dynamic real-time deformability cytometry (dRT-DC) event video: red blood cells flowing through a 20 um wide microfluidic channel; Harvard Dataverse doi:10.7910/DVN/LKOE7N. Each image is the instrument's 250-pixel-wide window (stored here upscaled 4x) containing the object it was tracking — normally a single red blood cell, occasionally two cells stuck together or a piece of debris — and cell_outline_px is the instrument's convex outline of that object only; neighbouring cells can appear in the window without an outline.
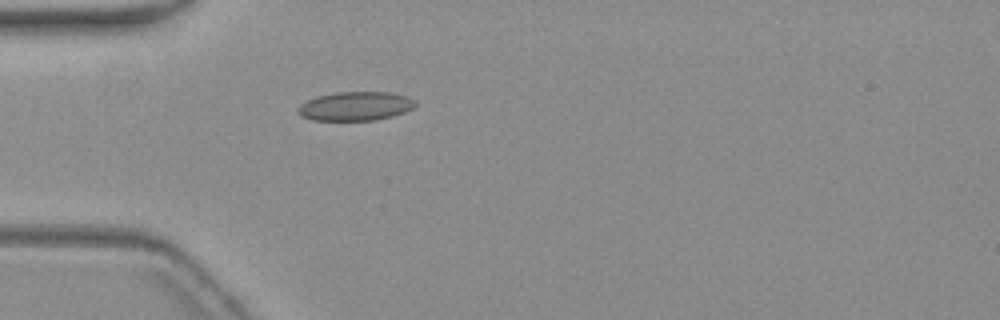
{"species": "common noctule bat (a hibernating species)", "species_latin": "Nyctalus noctula", "temperature_condition": "warm", "stored_images_in_passage": 1, "camera_frame_rate_fps": 3000, "um_per_image_px": 0.085, "animal": {"sex": "female", "body_mass_g": 19.3, "forearm_length_mm": 54.1}, "frame": {"image": 1, "passage_image": 1, "time_ms": 0.0, "image_size_px": [1000, 320], "cell_outline_px": [[416, 104], [412, 108], [404, 112], [392, 116], [376, 120], [312, 120], [300, 116], [296, 112], [296, 108], [300, 104], [316, 96], [336, 92], [392, 92], [408, 96], [416, 100]], "centroid_in_image_um": [30.19, 9.02], "position_along_channel_um": 54.8, "area_um2": 20.0}}